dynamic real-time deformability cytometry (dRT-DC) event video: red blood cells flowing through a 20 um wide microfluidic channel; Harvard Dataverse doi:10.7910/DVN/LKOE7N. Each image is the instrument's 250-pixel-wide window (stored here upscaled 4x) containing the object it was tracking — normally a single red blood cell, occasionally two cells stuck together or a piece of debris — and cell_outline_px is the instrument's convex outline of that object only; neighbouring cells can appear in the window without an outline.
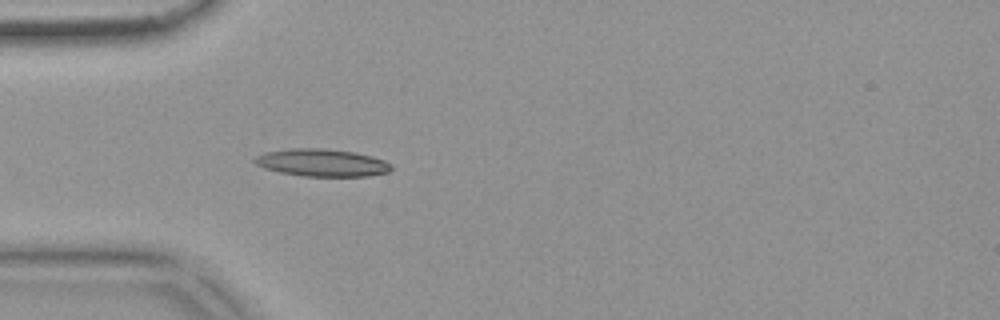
{"species": "common noctule bat (a hibernating species)", "species_latin": "Nyctalus noctula", "temperature_condition": "warm", "stored_images_in_passage": 33, "camera_frame_rate_fps": 3000, "um_per_image_px": 0.085, "animal": {"sex": "female", "body_mass_g": 18.4}, "frame": {"image": 1, "passage_image": 4, "time_ms": 1.0, "image_size_px": [1000, 320], "cell_outline_px": [[392, 168], [388, 172], [368, 176], [304, 176], [280, 172], [264, 168], [256, 164], [252, 160], [256, 156], [264, 152], [292, 148], [320, 148], [356, 152], [372, 156], [384, 160], [392, 164]], "centroid_in_image_um": [27.37, 13.82], "position_along_channel_um": 57.6, "area_um2": 21.91}}
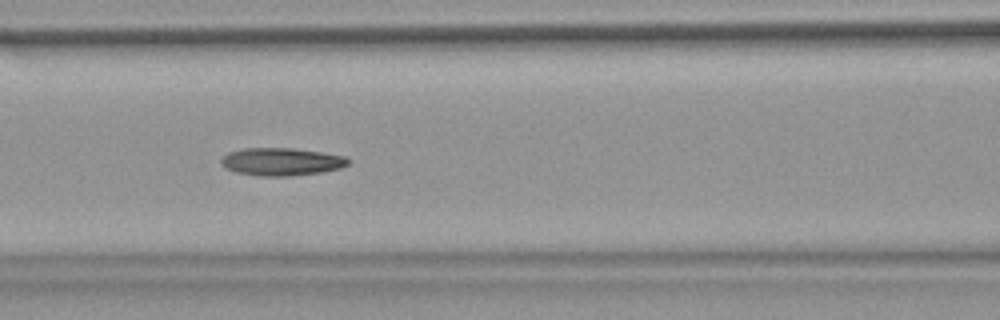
{"frame": {"image": 2, "passage_image": 11, "time_ms": 3.333, "image_size_px": [1000, 320], "cell_outline_px": [[348, 164], [340, 168], [320, 172], [292, 176], [260, 176], [236, 172], [224, 168], [220, 164], [220, 160], [228, 152], [244, 148], [292, 148], [320, 152], [344, 156], [348, 160]], "centroid_in_image_um": [23.86, 13.75], "position_along_channel_um": 142.7, "area_um2": 20.46}}
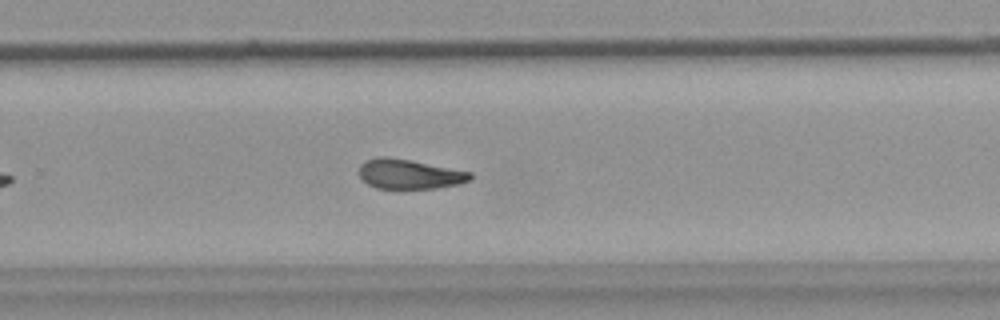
{"frame": {"image": 3, "passage_image": 23, "time_ms": 7.333, "image_size_px": [1000, 320], "cell_outline_px": [[472, 180], [460, 184], [436, 188], [376, 188], [368, 184], [360, 176], [360, 164], [364, 160], [376, 156], [384, 156], [408, 160], [472, 172]], "centroid_in_image_um": [34.8, 14.79], "position_along_channel_um": 295.0, "area_um2": 19.13}, "authors_computed_cell_mechanics": {"area_um2": 19.941, "velocity_mm_per_s": 3.8253, "shape_relaxation_time_tau1_ms": 10.5298, "shape_relaxation_time_tau2_ms": 3.8115, "deformation_change_tau1": 0.2538, "deformation_change_tau2": 0.1216}}